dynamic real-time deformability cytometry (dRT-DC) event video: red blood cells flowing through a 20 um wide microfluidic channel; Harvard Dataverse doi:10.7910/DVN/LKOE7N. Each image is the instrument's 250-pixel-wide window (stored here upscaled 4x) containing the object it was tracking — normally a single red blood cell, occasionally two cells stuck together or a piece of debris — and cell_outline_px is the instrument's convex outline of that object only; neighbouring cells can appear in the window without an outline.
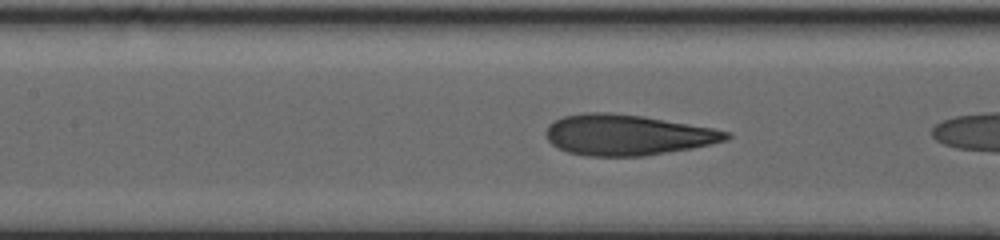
{"species": "human", "species_latin": "Homo sapiens", "temperature_condition": "warm", "stored_images_in_passage": 11, "camera_frame_rate_fps": 3000, "um_per_image_px": 0.085, "donor": {"sex": "female"}, "frame": {"image": 1, "passage_image": 8, "time_ms": 2.333, "image_size_px": [1000, 240], "cell_outline_px": [[732, 136], [728, 140], [712, 144], [692, 148], [640, 156], [588, 156], [568, 152], [552, 144], [544, 136], [544, 132], [548, 124], [552, 120], [564, 116], [584, 112], [608, 112], [644, 116], [712, 128], [732, 132]], "centroid_in_image_um": [53.3, 11.45], "position_along_channel_um": 154.1, "area_um2": 42.95}}